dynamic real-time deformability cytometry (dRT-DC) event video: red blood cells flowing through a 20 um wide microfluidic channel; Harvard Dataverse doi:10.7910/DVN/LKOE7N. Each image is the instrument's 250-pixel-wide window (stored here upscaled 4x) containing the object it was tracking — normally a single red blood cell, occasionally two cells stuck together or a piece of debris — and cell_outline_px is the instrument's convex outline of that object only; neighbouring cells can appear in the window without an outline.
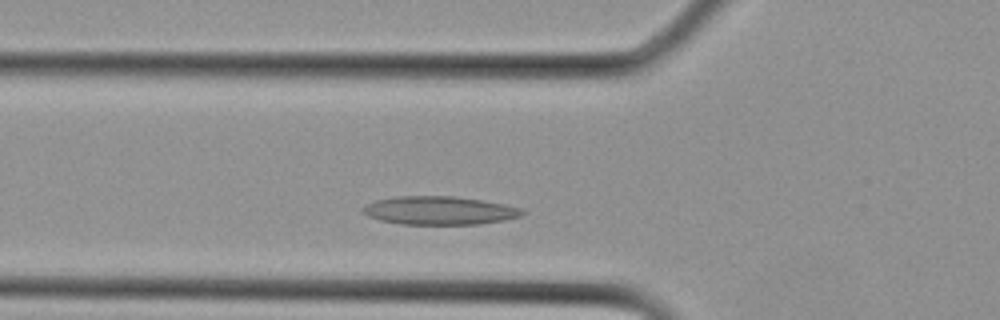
{"species": "Egyptian fruit bat (a non-hibernating species)", "species_latin": "Rousettus aegyptiacus", "temperature_condition": "cold", "stored_images_in_passage": 10, "camera_frame_rate_fps": 3000, "um_per_image_px": 0.085, "animal": {"sex": "female"}, "frame": {"image": 1, "passage_image": 4, "time_ms": 1.0, "image_size_px": [1000, 320], "cell_outline_px": [[524, 212], [520, 216], [504, 220], [476, 224], [400, 224], [380, 220], [368, 216], [364, 212], [364, 208], [368, 204], [376, 200], [396, 196], [452, 196], [480, 200], [504, 204], [520, 208]], "centroid_in_image_um": [37.34, 17.89], "position_along_channel_um": 88.5, "area_um2": 25.95}}
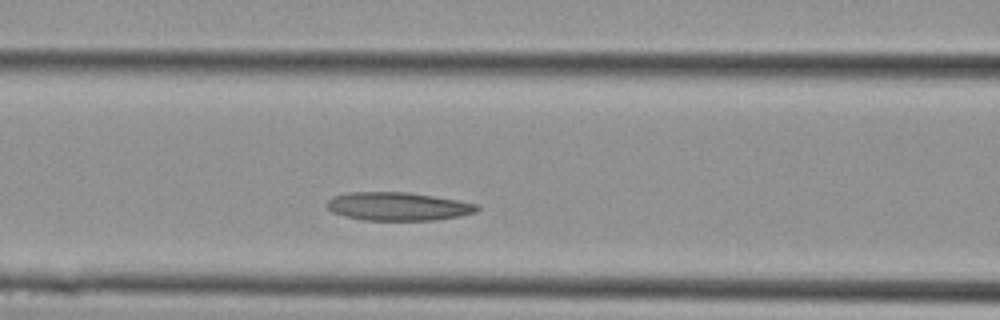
{"frame": {"image": 2, "passage_image": 6, "time_ms": 1.667, "image_size_px": [1000, 320], "cell_outline_px": [[480, 208], [476, 212], [460, 216], [436, 220], [364, 220], [344, 216], [332, 212], [324, 204], [332, 196], [348, 192], [408, 192], [480, 204]], "centroid_in_image_um": [33.81, 17.54], "position_along_channel_um": 132.8, "area_um2": 24.91}}
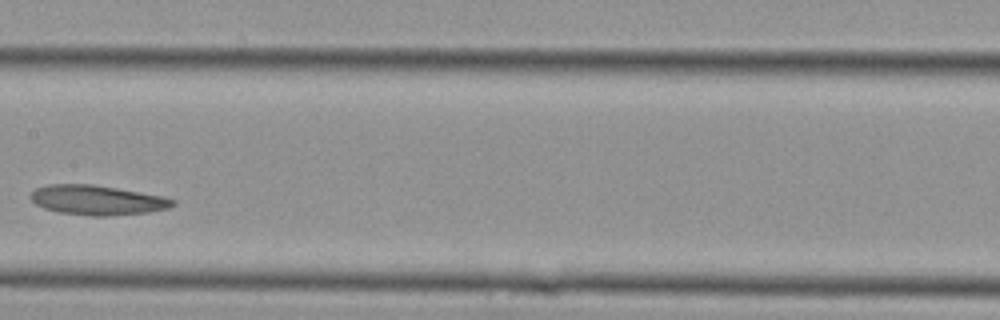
{"frame": {"image": 3, "passage_image": 9, "time_ms": 2.667, "image_size_px": [1000, 320], "cell_outline_px": [[176, 204], [168, 208], [148, 212], [108, 216], [88, 216], [60, 212], [44, 208], [36, 204], [32, 200], [32, 192], [36, 188], [48, 184], [92, 184], [164, 196], [176, 200]], "centroid_in_image_um": [8.29, 17.01], "position_along_channel_um": 199.1, "area_um2": 24.51}}